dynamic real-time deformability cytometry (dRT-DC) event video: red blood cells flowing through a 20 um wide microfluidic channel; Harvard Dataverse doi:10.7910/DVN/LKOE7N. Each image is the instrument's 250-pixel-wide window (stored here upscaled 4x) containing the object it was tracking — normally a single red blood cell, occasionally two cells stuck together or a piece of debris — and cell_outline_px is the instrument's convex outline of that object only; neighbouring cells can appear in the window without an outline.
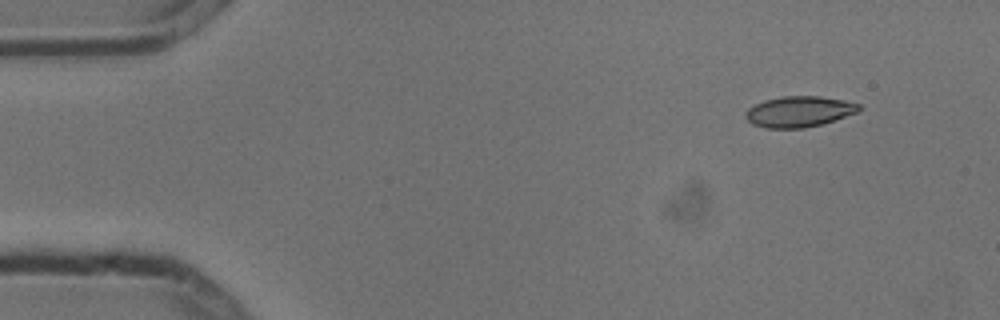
{"species": "common noctule bat (a hibernating species)", "species_latin": "Nyctalus noctula", "temperature_condition": "cold", "stored_images_in_passage": 5, "camera_frame_rate_fps": 3000, "um_per_image_px": 0.085, "animal": {"sex": "male", "body_mass_g": 13.3}, "frame": {"image": 1, "passage_image": 2, "time_ms": 0.333, "image_size_px": [1000, 320], "cell_outline_px": [[864, 108], [856, 112], [820, 124], [804, 128], [764, 128], [752, 124], [744, 116], [748, 108], [764, 100], [784, 96], [820, 96], [844, 100], [860, 104]], "centroid_in_image_um": [67.9, 9.48], "position_along_channel_um": 17.1, "area_um2": 20.23}}
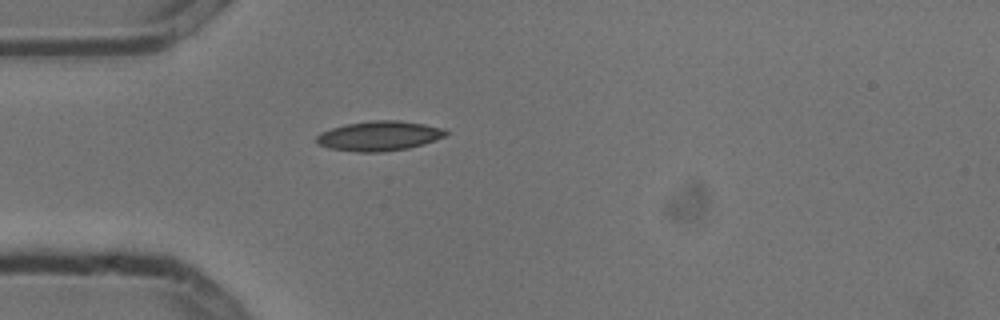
{"frame": {"image": 2, "passage_image": 5, "time_ms": 1.333, "image_size_px": [1000, 320], "cell_outline_px": [[448, 132], [444, 136], [424, 144], [408, 148], [384, 152], [356, 152], [328, 148], [320, 144], [316, 140], [316, 136], [320, 132], [344, 124], [372, 120], [400, 120], [424, 124], [444, 128]], "centroid_in_image_um": [32.22, 11.55], "position_along_channel_um": 52.8, "area_um2": 22.48}}